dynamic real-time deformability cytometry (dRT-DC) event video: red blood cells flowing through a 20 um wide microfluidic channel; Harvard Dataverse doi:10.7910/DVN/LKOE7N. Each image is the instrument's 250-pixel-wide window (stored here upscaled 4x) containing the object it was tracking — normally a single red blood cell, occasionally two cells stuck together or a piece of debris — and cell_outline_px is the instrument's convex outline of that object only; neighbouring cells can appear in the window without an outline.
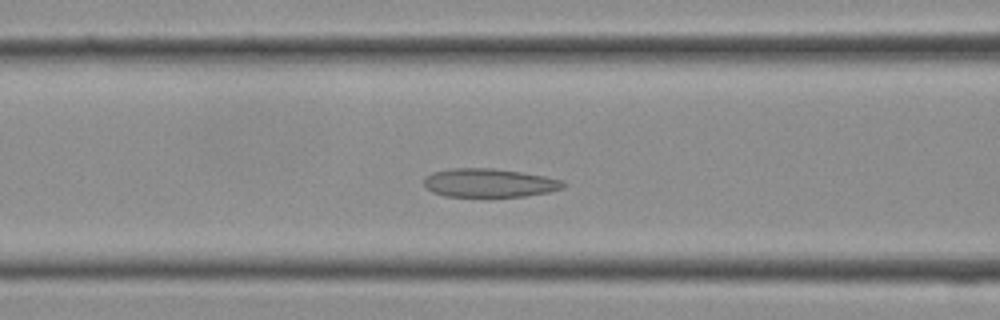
{"species": "Egyptian fruit bat (a non-hibernating species)", "species_latin": "Rousettus aegyptiacus", "temperature_condition": "cold", "stored_images_in_passage": 29, "camera_frame_rate_fps": 3000, "um_per_image_px": 0.085, "frame": {"image": 1, "passage_image": 11, "time_ms": 3.333, "image_size_px": [1000, 320], "cell_outline_px": [[568, 184], [564, 188], [548, 192], [524, 196], [488, 200], [444, 196], [432, 192], [424, 184], [424, 176], [432, 172], [452, 168], [492, 168], [520, 172], [544, 176], [564, 180]], "centroid_in_image_um": [41.58, 15.6], "position_along_channel_um": 125.0, "area_um2": 24.39}}
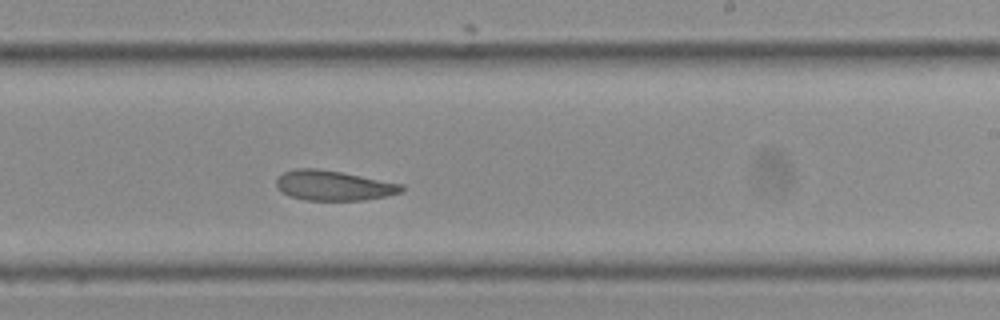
{"frame": {"image": 2, "passage_image": 17, "time_ms": 5.333, "image_size_px": [1000, 320], "cell_outline_px": [[404, 192], [384, 196], [360, 200], [304, 200], [288, 196], [276, 188], [276, 180], [284, 172], [296, 168], [316, 168], [340, 172], [404, 184]], "centroid_in_image_um": [28.33, 15.77], "position_along_channel_um": 260.7, "area_um2": 21.85}}
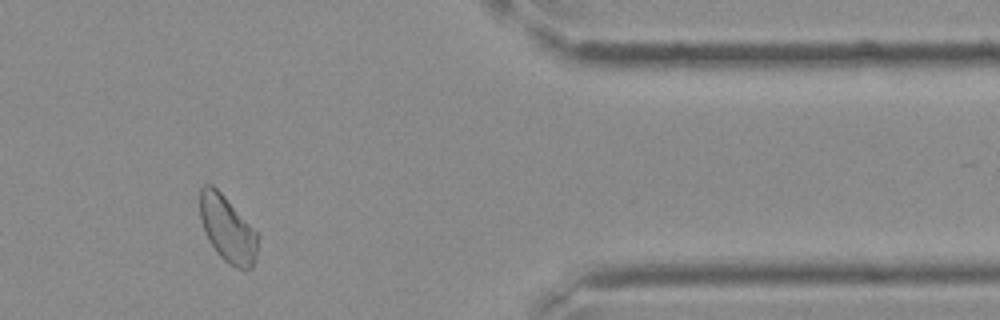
{"frame": {"image": 3, "passage_image": 24, "time_ms": 7.667, "image_size_px": [1000, 320], "cell_outline_px": [[260, 236], [256, 256], [252, 268], [236, 268], [228, 264], [216, 252], [208, 240], [204, 232], [200, 220], [200, 188], [204, 184], [212, 184], [260, 232]], "centroid_in_image_um": [19.37, 19.46], "position_along_channel_um": 392.0, "area_um2": 22.83}}